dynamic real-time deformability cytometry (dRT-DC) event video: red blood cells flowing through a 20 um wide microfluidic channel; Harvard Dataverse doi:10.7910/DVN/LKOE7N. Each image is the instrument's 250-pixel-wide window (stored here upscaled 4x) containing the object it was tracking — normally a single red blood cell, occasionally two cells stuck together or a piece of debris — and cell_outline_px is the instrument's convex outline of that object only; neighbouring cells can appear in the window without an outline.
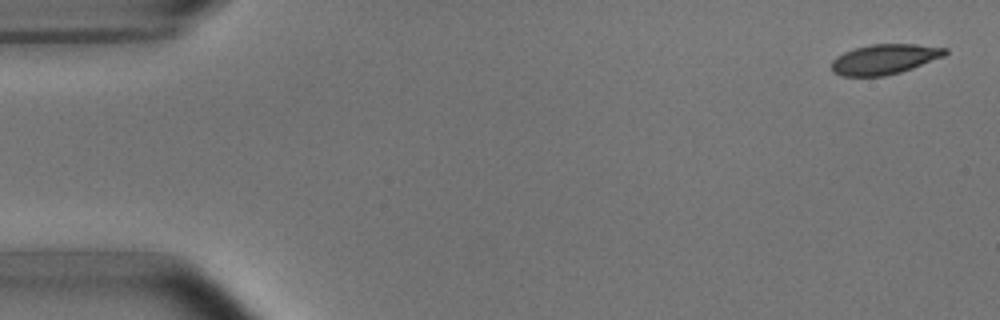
{"species": "common noctule bat (a hibernating species)", "species_latin": "Nyctalus noctula", "temperature_condition": "room temperature", "stored_images_in_passage": 5, "camera_frame_rate_fps": 3000, "um_per_image_px": 0.085, "animal": {"sex": "male", "body_mass_g": 15.6}, "frame": {"image": 1, "passage_image": 1, "time_ms": 0.0, "image_size_px": [1000, 320], "cell_outline_px": [[948, 52], [944, 56], [912, 68], [900, 72], [884, 76], [840, 76], [832, 72], [832, 60], [836, 56], [844, 52], [856, 48], [872, 44], [916, 44], [948, 48]], "centroid_in_image_um": [75.17, 5.03], "position_along_channel_um": 9.8, "area_um2": 19.88}}
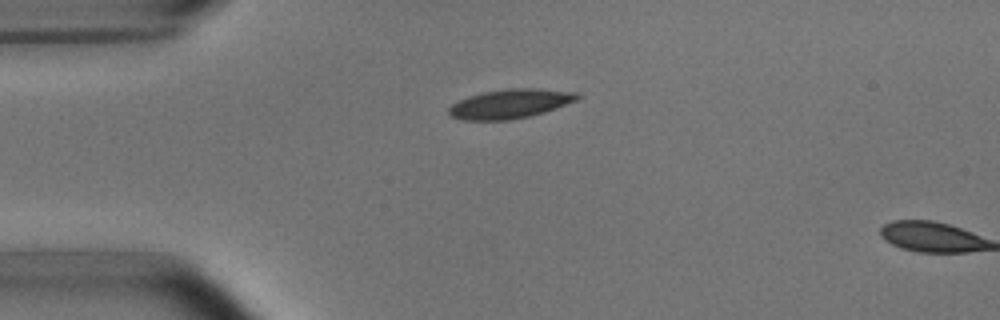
{"frame": {"image": 2, "passage_image": 4, "time_ms": 3.667, "image_size_px": [1000, 320], "cell_outline_px": [[580, 96], [576, 100], [544, 112], [528, 116], [508, 120], [464, 120], [452, 116], [448, 112], [448, 108], [452, 104], [468, 96], [484, 92], [504, 88], [532, 88], [576, 92]], "centroid_in_image_um": [43.33, 8.81], "position_along_channel_um": 41.7, "area_um2": 21.62}}